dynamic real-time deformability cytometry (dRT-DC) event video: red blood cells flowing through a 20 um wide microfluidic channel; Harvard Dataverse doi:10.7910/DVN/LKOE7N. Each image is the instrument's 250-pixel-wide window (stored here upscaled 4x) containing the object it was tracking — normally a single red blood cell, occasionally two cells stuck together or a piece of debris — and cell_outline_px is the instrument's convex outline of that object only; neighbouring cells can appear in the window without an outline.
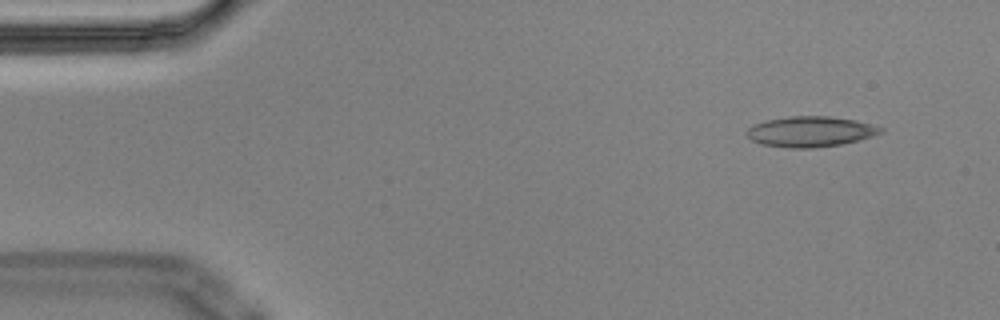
{"species": "Egyptian fruit bat (a non-hibernating species)", "species_latin": "Rousettus aegyptiacus", "temperature_condition": "cold", "stored_images_in_passage": 5, "camera_frame_rate_fps": 3000, "um_per_image_px": 0.085, "animal": {"sex": "male"}, "frame": {"image": 1, "passage_image": 1, "time_ms": 0.0, "image_size_px": [1000, 320], "cell_outline_px": [[884, 132], [860, 140], [840, 144], [812, 148], [792, 148], [760, 144], [752, 140], [748, 136], [748, 128], [752, 124], [768, 120], [788, 116], [828, 116], [856, 120], [872, 124], [884, 128]], "centroid_in_image_um": [68.91, 11.18], "position_along_channel_um": 16.1, "area_um2": 23.76}}
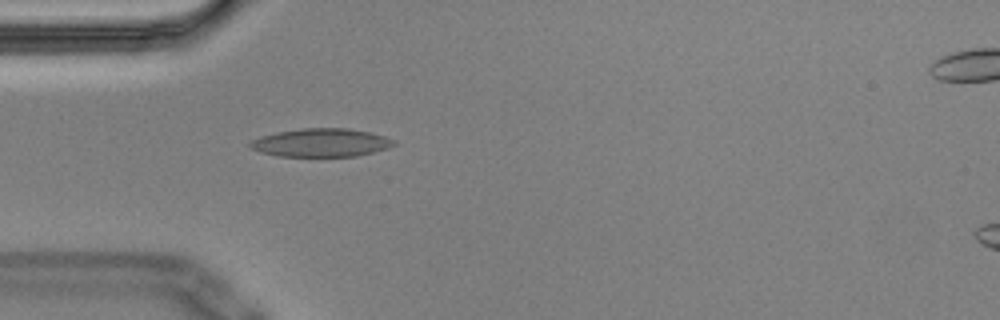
{"frame": {"image": 2, "passage_image": 4, "time_ms": 1.0, "image_size_px": [1000, 320], "cell_outline_px": [[396, 144], [388, 148], [356, 156], [276, 156], [260, 152], [252, 148], [248, 144], [252, 140], [260, 136], [276, 132], [300, 128], [348, 128], [368, 132], [384, 136], [396, 140]], "centroid_in_image_um": [27.28, 12.12], "position_along_channel_um": 57.7, "area_um2": 23.7}}